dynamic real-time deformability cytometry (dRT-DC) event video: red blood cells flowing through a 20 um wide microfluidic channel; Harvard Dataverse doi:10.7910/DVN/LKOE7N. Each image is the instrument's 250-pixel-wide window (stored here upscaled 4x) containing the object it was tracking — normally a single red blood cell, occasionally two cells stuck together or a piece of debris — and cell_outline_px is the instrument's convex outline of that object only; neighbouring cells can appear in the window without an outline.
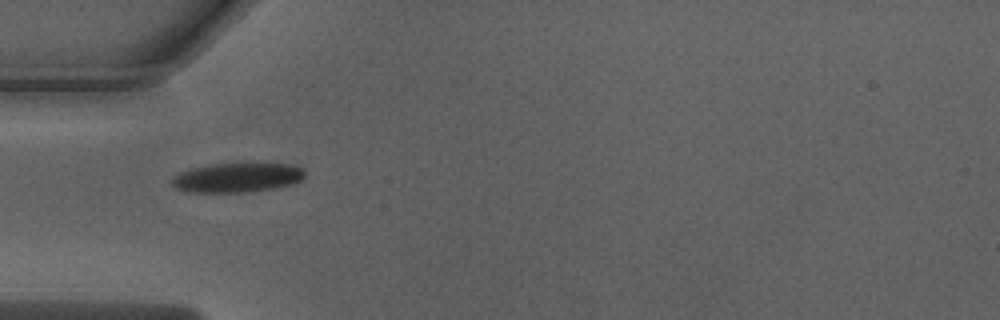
{"species": "Egyptian fruit bat (a non-hibernating species)", "species_latin": "Rousettus aegyptiacus", "temperature_condition": "warm", "stored_images_in_passage": 36, "camera_frame_rate_fps": 3000, "um_per_image_px": 0.085, "animal": {"sex": "male"}, "frame": {"image": 1, "passage_image": 1, "time_ms": 0.0, "image_size_px": [1000, 320], "cell_outline_px": [[304, 176], [300, 180], [292, 184], [272, 188], [244, 192], [188, 192], [176, 188], [172, 184], [172, 176], [180, 172], [192, 168], [212, 164], [244, 160], [288, 164], [300, 168], [304, 172]], "centroid_in_image_um": [20.15, 15.04], "position_along_channel_um": 64.9, "area_um2": 23.47}}
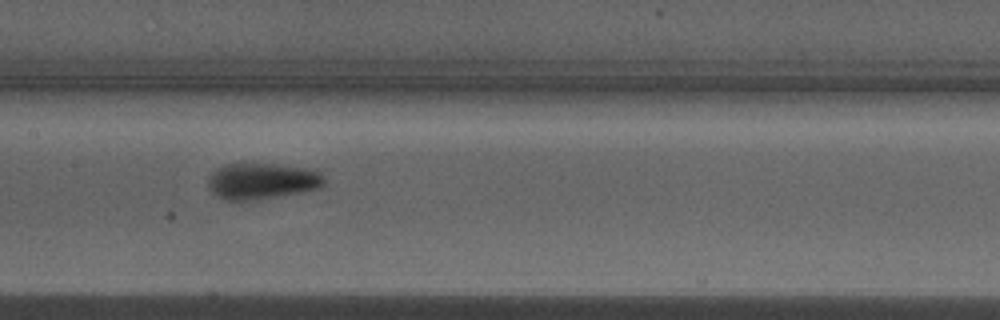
{"frame": {"image": 2, "passage_image": 10, "time_ms": 3.0, "image_size_px": [1000, 320], "cell_outline_px": [[324, 184], [320, 188], [300, 192], [256, 200], [224, 200], [216, 196], [212, 192], [208, 184], [208, 176], [216, 168], [228, 164], [276, 164], [316, 168], [320, 172], [324, 180]], "centroid_in_image_um": [22.29, 15.38], "position_along_channel_um": 185.1, "area_um2": 24.68}}
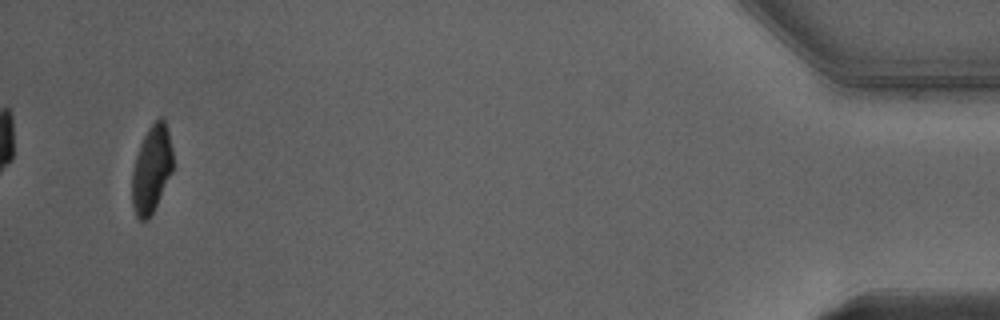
{"frame": {"image": 3, "passage_image": 34, "time_ms": 11.0, "image_size_px": [1000, 320], "cell_outline_px": [[172, 172], [148, 220], [140, 220], [136, 216], [132, 204], [132, 172], [136, 156], [140, 144], [148, 128], [160, 116], [164, 120], [168, 128], [172, 148]], "centroid_in_image_um": [12.88, 14.36], "position_along_channel_um": 422.3, "area_um2": 20.58}, "authors_computed_cell_mechanics": {"area_um2": 23.5535, "velocity_mm_per_s": 4.0292, "shape_relaxation_time_tau1_ms": 3.5166, "shape_relaxation_time_tau2_ms": 0.6101, "deformation_change_tau1": 0.187, "deformation_change_tau2": 0.0559}}